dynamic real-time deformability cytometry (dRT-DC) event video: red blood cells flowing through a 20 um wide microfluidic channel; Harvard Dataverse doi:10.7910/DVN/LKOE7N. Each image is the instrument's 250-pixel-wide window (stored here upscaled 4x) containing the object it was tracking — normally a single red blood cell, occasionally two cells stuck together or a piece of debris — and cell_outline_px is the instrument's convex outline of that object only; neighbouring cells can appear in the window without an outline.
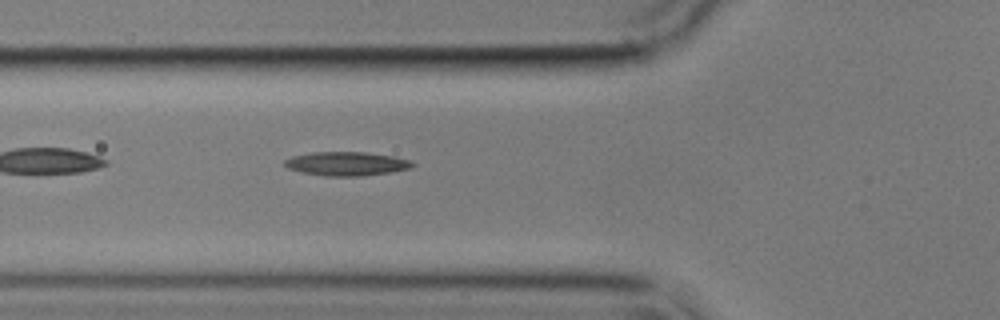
{"species": "common noctule bat (a hibernating species)", "species_latin": "Nyctalus noctula", "temperature_condition": "cold", "stored_images_in_passage": 39, "camera_frame_rate_fps": 3000, "um_per_image_px": 0.085, "animal": {"sex": "male", "body_mass_g": 17.9}, "frame": {"image": 1, "passage_image": 3, "time_ms": 0.667, "image_size_px": [1000, 320], "cell_outline_px": [[416, 164], [412, 168], [392, 172], [360, 176], [324, 176], [304, 172], [288, 168], [284, 164], [284, 160], [292, 156], [312, 152], [364, 152], [396, 156], [408, 160]], "centroid_in_image_um": [29.49, 13.91], "position_along_channel_um": 96.3, "area_um2": 17.8}}
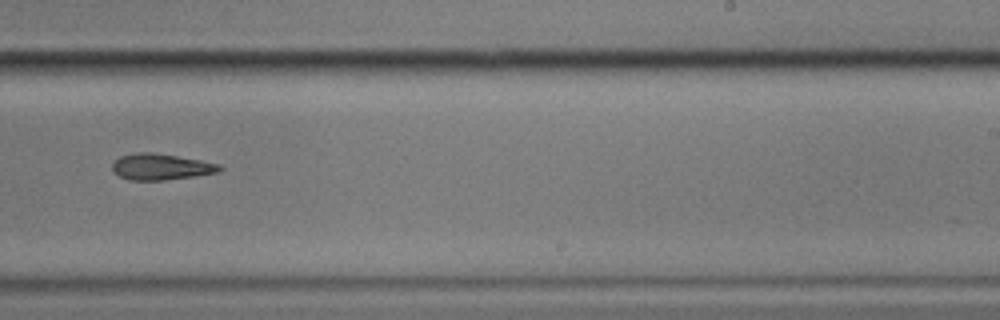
{"frame": {"image": 2, "passage_image": 18, "time_ms": 5.667, "image_size_px": [1000, 320], "cell_outline_px": [[224, 168], [220, 172], [164, 180], [128, 180], [112, 172], [112, 160], [120, 156], [136, 152], [152, 152], [200, 160], [220, 164]], "centroid_in_image_um": [13.64, 14.17], "position_along_channel_um": 275.4, "area_um2": 16.47}}
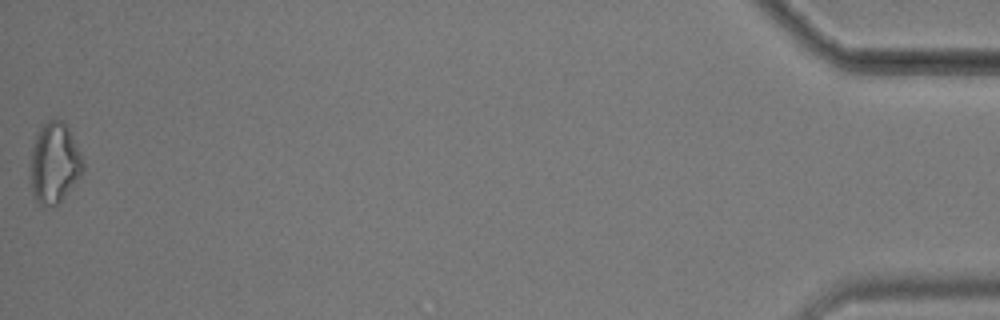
{"frame": {"image": 3, "passage_image": 39, "time_ms": 12.667, "image_size_px": [1000, 320], "cell_outline_px": [[84, 168], [80, 176], [60, 200], [56, 204], [40, 204], [32, 196], [28, 176], [32, 148], [36, 132], [40, 124], [48, 120], [60, 120], [68, 128], [84, 160]], "centroid_in_image_um": [4.57, 13.83], "position_along_channel_um": 430.6, "area_um2": 24.8}}